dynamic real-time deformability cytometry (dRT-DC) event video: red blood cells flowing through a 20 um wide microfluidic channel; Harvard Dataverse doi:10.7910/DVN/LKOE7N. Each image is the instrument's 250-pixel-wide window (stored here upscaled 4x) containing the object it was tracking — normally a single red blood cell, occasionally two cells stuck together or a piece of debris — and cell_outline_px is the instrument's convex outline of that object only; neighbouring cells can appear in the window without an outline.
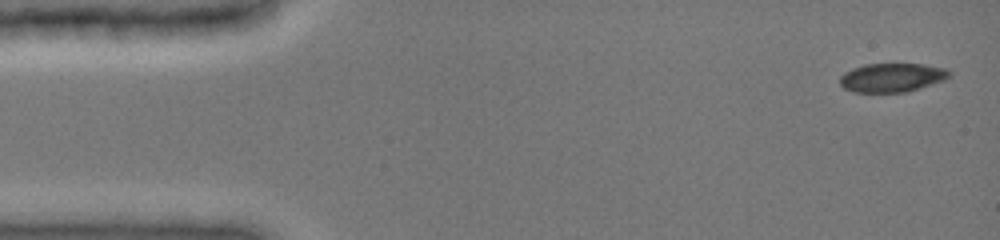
{"species": "common noctule bat (a hibernating species)", "species_latin": "Nyctalus noctula", "temperature_condition": "cold", "stored_images_in_passage": 11, "camera_frame_rate_fps": 3000, "um_per_image_px": 0.085, "animal": {"sex": "female", "body_mass_g": 19.0, "forearm_length_mm": 51.5}, "frame": {"image": 1, "passage_image": 1, "time_ms": 0.0, "image_size_px": [1000, 240], "cell_outline_px": [[952, 76], [944, 80], [904, 92], [852, 92], [844, 88], [840, 84], [840, 76], [844, 72], [852, 68], [864, 64], [924, 64], [944, 68], [952, 72]], "centroid_in_image_um": [75.8, 6.58], "position_along_channel_um": 9.2, "area_um2": 18.38}}
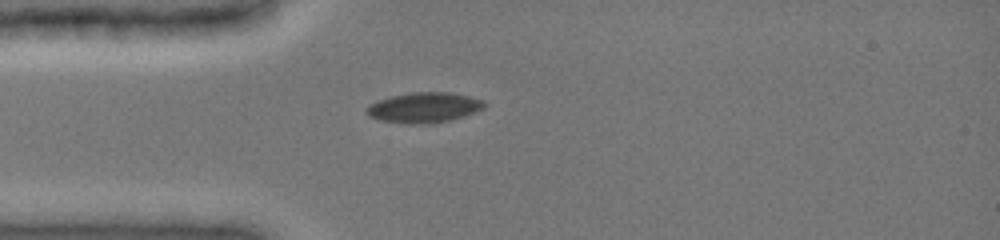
{"frame": {"image": 2, "passage_image": 10, "time_ms": 3.667, "image_size_px": [1000, 240], "cell_outline_px": [[488, 104], [484, 108], [448, 120], [428, 124], [408, 124], [380, 120], [368, 116], [364, 112], [364, 108], [368, 104], [376, 100], [392, 96], [412, 92], [448, 92], [468, 96], [484, 100]], "centroid_in_image_um": [35.97, 9.13], "position_along_channel_um": 49.0, "area_um2": 20.81}}